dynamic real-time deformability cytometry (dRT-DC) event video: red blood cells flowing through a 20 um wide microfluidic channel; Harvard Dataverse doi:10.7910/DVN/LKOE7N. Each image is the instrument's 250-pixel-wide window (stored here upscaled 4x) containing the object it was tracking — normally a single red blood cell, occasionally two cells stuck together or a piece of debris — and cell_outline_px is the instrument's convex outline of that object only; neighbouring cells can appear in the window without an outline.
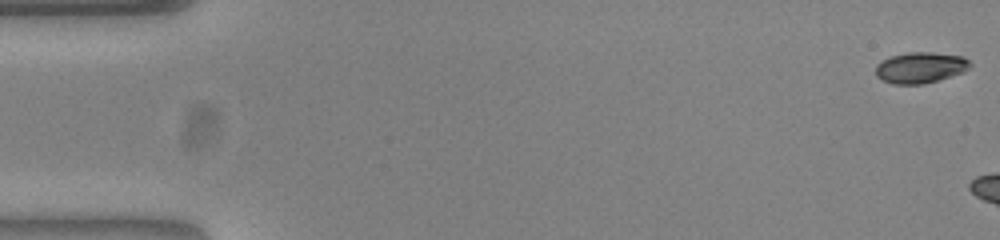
{"species": "common noctule bat (a hibernating species)", "species_latin": "Nyctalus noctula", "temperature_condition": "warm", "stored_images_in_passage": 5, "camera_frame_rate_fps": 3000, "um_per_image_px": 0.085, "animal": {"sex": "female", "body_mass_g": 23.0, "forearm_length_mm": 53.4}, "frame": {"image": 1, "passage_image": 1, "time_ms": 0.0, "image_size_px": [1000, 240], "cell_outline_px": [[972, 64], [964, 72], [924, 84], [892, 84], [876, 76], [876, 64], [892, 56], [908, 52], [932, 52], [964, 56]], "centroid_in_image_um": [78.25, 5.74], "position_along_channel_um": 6.7, "area_um2": 16.99}}